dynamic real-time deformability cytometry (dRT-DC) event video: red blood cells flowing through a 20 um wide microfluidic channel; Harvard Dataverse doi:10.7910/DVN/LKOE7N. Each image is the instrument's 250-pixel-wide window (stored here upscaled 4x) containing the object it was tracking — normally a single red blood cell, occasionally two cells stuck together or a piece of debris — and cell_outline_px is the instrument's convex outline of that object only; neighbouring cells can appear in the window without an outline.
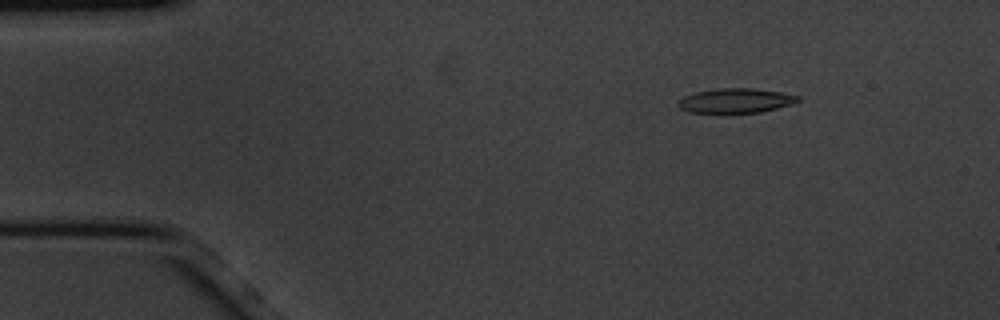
{"species": "common noctule bat (a hibernating species)", "species_latin": "Nyctalus noctula", "temperature_condition": "cold", "stored_images_in_passage": 5, "camera_frame_rate_fps": 3000, "um_per_image_px": 0.085, "animal": {"sex": "male", "body_mass_g": 20.1, "forearm_length_mm": 53.5}, "frame": {"image": 1, "passage_image": 2, "time_ms": 0.333, "image_size_px": [1000, 320], "cell_outline_px": [[800, 100], [792, 104], [760, 112], [688, 112], [680, 108], [676, 104], [684, 96], [696, 92], [720, 88], [752, 88], [780, 92], [800, 96]], "centroid_in_image_um": [62.54, 8.55], "position_along_channel_um": 22.5, "area_um2": 16.88}}
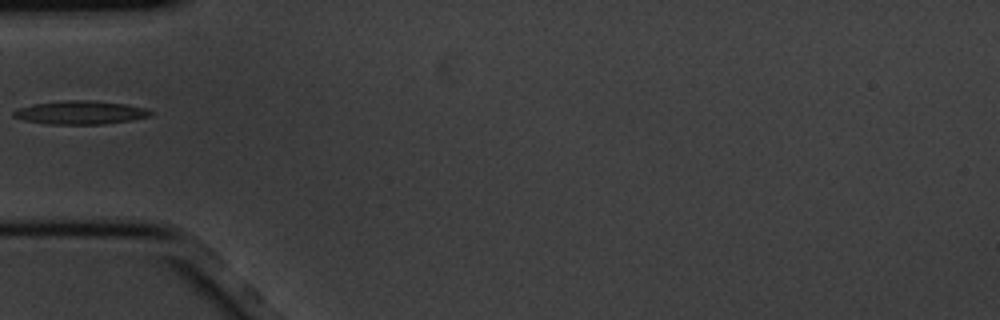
{"frame": {"image": 2, "passage_image": 5, "time_ms": 1.333, "image_size_px": [1000, 320], "cell_outline_px": [[156, 112], [148, 116], [132, 120], [104, 124], [48, 124], [24, 120], [12, 116], [12, 112], [20, 108], [36, 104], [64, 100], [92, 100], [128, 104], [144, 108]], "centroid_in_image_um": [6.88, 9.56], "position_along_channel_um": 78.1, "area_um2": 18.67}}